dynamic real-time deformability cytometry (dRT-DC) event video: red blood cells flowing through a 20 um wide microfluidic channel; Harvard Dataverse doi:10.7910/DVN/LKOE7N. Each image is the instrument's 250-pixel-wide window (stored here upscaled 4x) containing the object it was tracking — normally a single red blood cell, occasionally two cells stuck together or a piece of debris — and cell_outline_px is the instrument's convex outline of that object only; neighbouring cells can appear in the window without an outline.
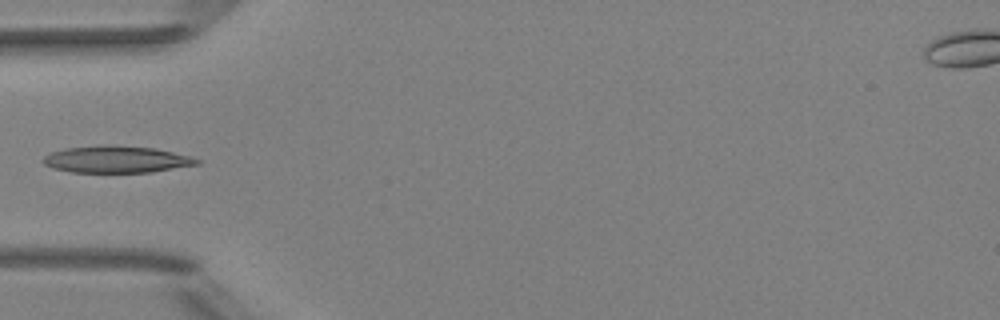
{"species": "Egyptian fruit bat (a non-hibernating species)", "species_latin": "Rousettus aegyptiacus", "temperature_condition": "room temperature", "stored_images_in_passage": 5, "camera_frame_rate_fps": 3000, "um_per_image_px": 0.085, "animal": {"sex": "female"}, "frame": {"image": 1, "passage_image": 5, "time_ms": 1.333, "image_size_px": [1000, 320], "cell_outline_px": [[200, 164], [152, 172], [72, 172], [52, 168], [44, 164], [40, 160], [44, 156], [52, 152], [64, 148], [100, 144], [108, 144], [156, 148], [192, 156], [200, 160]], "centroid_in_image_um": [9.89, 13.53], "position_along_channel_um": 75.1, "area_um2": 24.45}}